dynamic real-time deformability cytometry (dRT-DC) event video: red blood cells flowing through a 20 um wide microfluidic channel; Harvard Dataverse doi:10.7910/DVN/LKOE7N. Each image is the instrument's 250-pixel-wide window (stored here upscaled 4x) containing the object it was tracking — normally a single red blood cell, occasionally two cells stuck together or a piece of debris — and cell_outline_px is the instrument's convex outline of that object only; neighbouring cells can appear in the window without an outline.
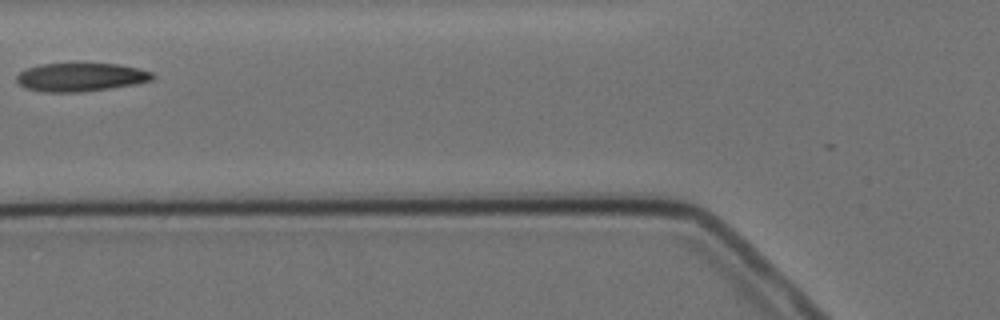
{"species": "Egyptian fruit bat (a non-hibernating species)", "species_latin": "Rousettus aegyptiacus", "temperature_condition": "cold", "stored_images_in_passage": 3, "camera_frame_rate_fps": 3000, "um_per_image_px": 0.085, "animal": {"sex": "female"}, "frame": {"image": 1, "passage_image": 3, "time_ms": 2.333, "image_size_px": [1000, 320], "cell_outline_px": [[156, 76], [152, 80], [132, 84], [108, 88], [80, 92], [40, 92], [24, 88], [16, 80], [16, 76], [20, 72], [28, 68], [40, 64], [120, 64], [152, 72]], "centroid_in_image_um": [6.82, 6.56], "position_along_channel_um": 119.0, "area_um2": 22.31}}